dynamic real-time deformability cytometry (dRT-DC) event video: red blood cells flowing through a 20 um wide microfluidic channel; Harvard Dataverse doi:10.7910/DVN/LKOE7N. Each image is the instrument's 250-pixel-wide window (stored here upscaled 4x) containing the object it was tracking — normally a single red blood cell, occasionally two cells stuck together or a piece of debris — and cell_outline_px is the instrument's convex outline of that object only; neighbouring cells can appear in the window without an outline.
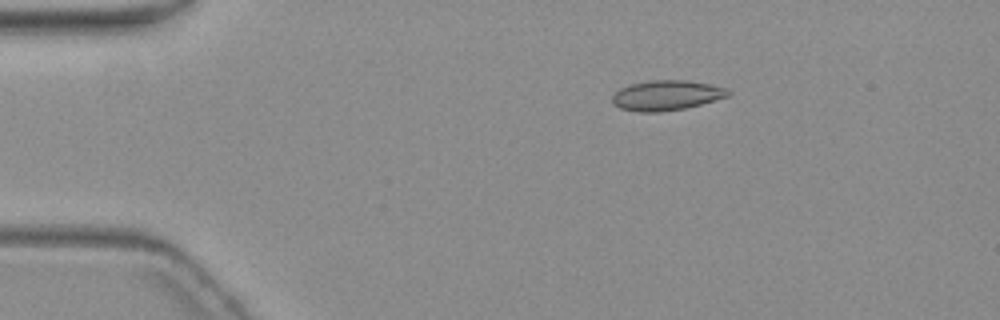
{"species": "common noctule bat (a hibernating species)", "species_latin": "Nyctalus noctula", "temperature_condition": "warm", "stored_images_in_passage": 4, "camera_frame_rate_fps": 3000, "um_per_image_px": 0.085, "animal": {"sex": "female", "body_mass_g": 19.3, "forearm_length_mm": 54.1}, "frame": {"image": 1, "passage_image": 2, "time_ms": 2.333, "image_size_px": [1000, 320], "cell_outline_px": [[732, 92], [728, 96], [700, 104], [684, 108], [660, 112], [636, 112], [620, 108], [612, 104], [612, 96], [620, 88], [632, 84], [652, 80], [688, 80], [728, 88]], "centroid_in_image_um": [56.64, 8.11], "position_along_channel_um": 28.4, "area_um2": 20.23}}